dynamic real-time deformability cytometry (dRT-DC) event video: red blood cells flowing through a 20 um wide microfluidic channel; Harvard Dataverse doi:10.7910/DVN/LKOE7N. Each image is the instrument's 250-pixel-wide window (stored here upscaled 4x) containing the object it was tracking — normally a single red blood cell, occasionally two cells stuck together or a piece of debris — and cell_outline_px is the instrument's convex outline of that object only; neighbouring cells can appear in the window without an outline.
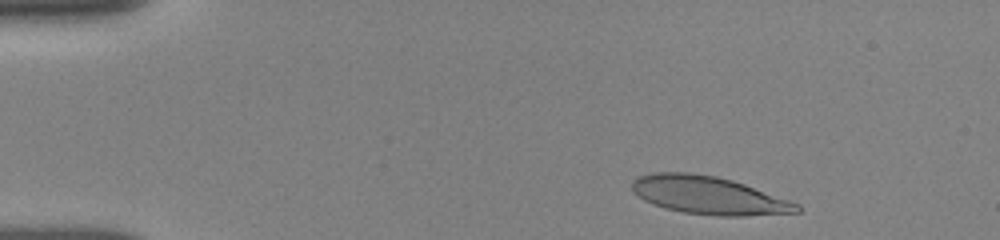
{"species": "human", "species_latin": "Homo sapiens", "temperature_condition": "room temperature", "stored_images_in_passage": 32, "camera_frame_rate_fps": 3000, "um_per_image_px": 0.085, "donor": {"sex": "female"}, "frame": {"image": 1, "passage_image": 4, "time_ms": 1.0, "image_size_px": [1000, 240], "cell_outline_px": [[800, 212], [744, 216], [716, 216], [684, 212], [664, 208], [644, 200], [632, 188], [632, 180], [640, 176], [652, 172], [692, 172], [716, 176], [732, 180], [744, 184], [800, 204]], "centroid_in_image_um": [60.24, 16.6], "position_along_channel_um": 24.8, "area_um2": 36.3}}
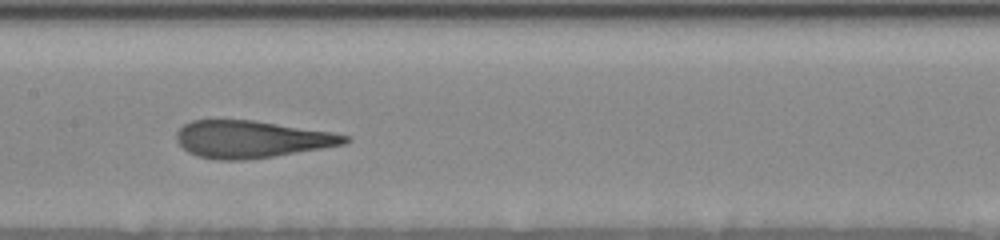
{"frame": {"image": 2, "passage_image": 19, "time_ms": 7.333, "image_size_px": [1000, 240], "cell_outline_px": [[352, 140], [344, 144], [272, 156], [244, 160], [216, 160], [196, 156], [188, 152], [176, 140], [176, 132], [184, 124], [192, 120], [252, 120], [328, 132], [348, 136]], "centroid_in_image_um": [21.29, 11.84], "position_along_channel_um": 186.1, "area_um2": 35.95}}
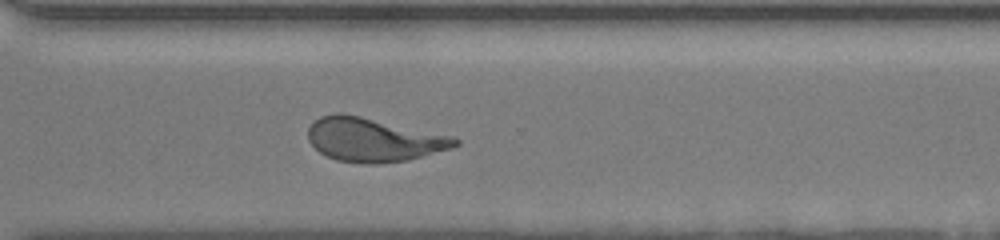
{"frame": {"image": 3, "passage_image": 32, "time_ms": 11.333, "image_size_px": [1000, 240], "cell_outline_px": [[460, 144], [452, 148], [408, 160], [376, 164], [360, 164], [336, 160], [320, 152], [308, 140], [308, 128], [320, 116], [336, 112], [340, 112], [360, 116], [452, 136], [460, 140]], "centroid_in_image_um": [31.74, 11.88], "position_along_channel_um": 338.9, "area_um2": 37.4}}